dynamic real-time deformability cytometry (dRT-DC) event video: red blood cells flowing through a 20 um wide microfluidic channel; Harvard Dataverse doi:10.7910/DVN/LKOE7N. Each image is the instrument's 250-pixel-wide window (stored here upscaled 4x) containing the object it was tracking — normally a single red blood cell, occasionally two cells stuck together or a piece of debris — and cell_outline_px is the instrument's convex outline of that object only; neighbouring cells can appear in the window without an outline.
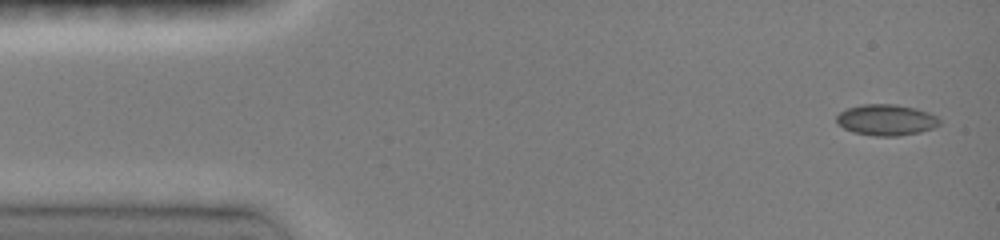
{"species": "common noctule bat (a hibernating species)", "species_latin": "Nyctalus noctula", "temperature_condition": "room temperature", "stored_images_in_passage": 13, "camera_frame_rate_fps": 3000, "um_per_image_px": 0.085, "animal": {"sex": "female", "body_mass_g": 19.0, "forearm_length_mm": 51.5}, "frame": {"image": 1, "passage_image": 1, "time_ms": 0.0, "image_size_px": [1000, 240], "cell_outline_px": [[940, 124], [932, 128], [920, 132], [896, 136], [876, 136], [852, 132], [844, 128], [836, 120], [836, 116], [840, 112], [848, 108], [860, 104], [896, 104], [916, 108], [928, 112], [936, 116], [940, 120]], "centroid_in_image_um": [75.33, 10.18], "position_along_channel_um": 9.7, "area_um2": 18.61}}
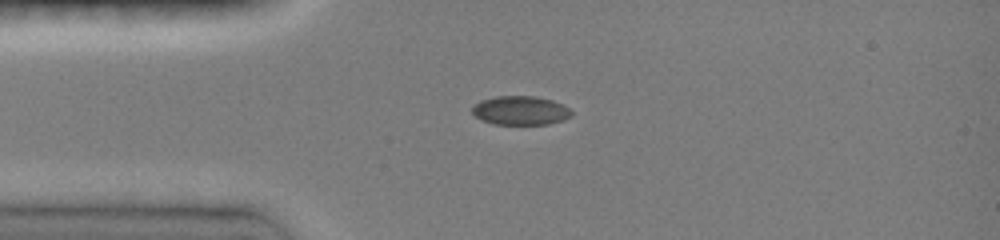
{"frame": {"image": 2, "passage_image": 7, "time_ms": 3.0, "image_size_px": [1000, 240], "cell_outline_px": [[572, 116], [564, 120], [548, 124], [492, 124], [480, 120], [472, 112], [472, 104], [480, 100], [496, 96], [536, 96], [552, 100], [564, 104], [572, 112]], "centroid_in_image_um": [44.23, 9.39], "position_along_channel_um": 40.8, "area_um2": 16.99}}
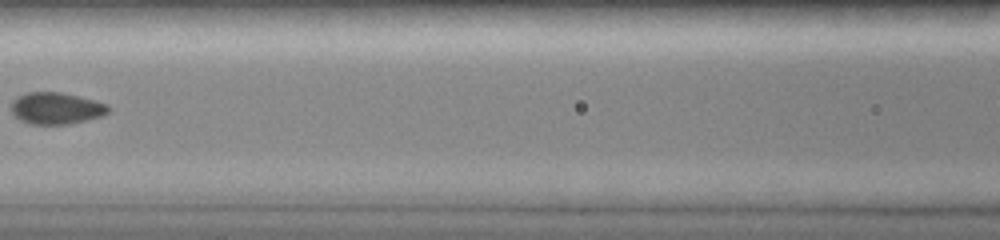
{"frame": {"image": 3, "passage_image": 13, "time_ms": 6.333, "image_size_px": [1000, 240], "cell_outline_px": [[112, 108], [108, 112], [100, 116], [88, 120], [68, 124], [28, 124], [20, 120], [12, 112], [12, 100], [16, 96], [28, 92], [64, 92], [96, 100], [108, 104]], "centroid_in_image_um": [4.8, 9.19], "position_along_channel_um": 161.8, "area_um2": 18.21}}